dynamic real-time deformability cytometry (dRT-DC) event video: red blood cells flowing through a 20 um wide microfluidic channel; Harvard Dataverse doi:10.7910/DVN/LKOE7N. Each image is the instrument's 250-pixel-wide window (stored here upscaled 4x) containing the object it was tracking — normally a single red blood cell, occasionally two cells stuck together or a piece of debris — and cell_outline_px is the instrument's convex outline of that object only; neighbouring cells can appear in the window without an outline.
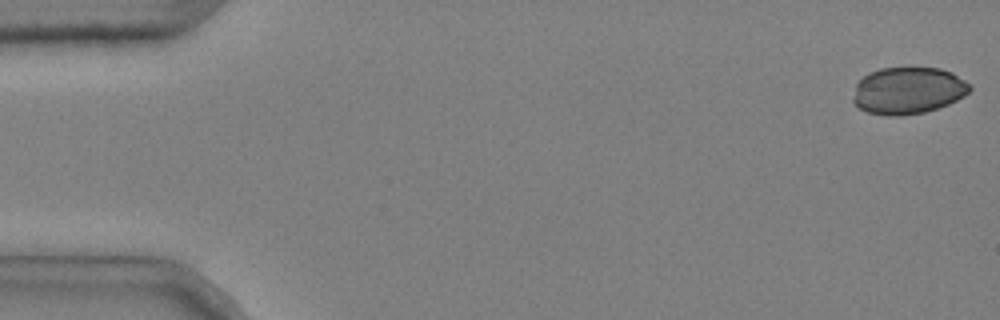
{"species": "common noctule bat (a hibernating species)", "species_latin": "Nyctalus noctula", "temperature_condition": "cold", "stored_images_in_passage": 5, "camera_frame_rate_fps": 3000, "um_per_image_px": 0.085, "animal": {"sex": "male", "body_mass_g": 20.4}, "frame": {"image": 1, "passage_image": 1, "time_ms": 0.0, "image_size_px": [1000, 320], "cell_outline_px": [[972, 88], [964, 96], [948, 104], [924, 112], [900, 116], [888, 116], [868, 112], [860, 108], [852, 100], [856, 84], [864, 76], [880, 68], [908, 64], [940, 68], [952, 72], [972, 84]], "centroid_in_image_um": [77.21, 7.64], "position_along_channel_um": 7.8, "area_um2": 32.71}}